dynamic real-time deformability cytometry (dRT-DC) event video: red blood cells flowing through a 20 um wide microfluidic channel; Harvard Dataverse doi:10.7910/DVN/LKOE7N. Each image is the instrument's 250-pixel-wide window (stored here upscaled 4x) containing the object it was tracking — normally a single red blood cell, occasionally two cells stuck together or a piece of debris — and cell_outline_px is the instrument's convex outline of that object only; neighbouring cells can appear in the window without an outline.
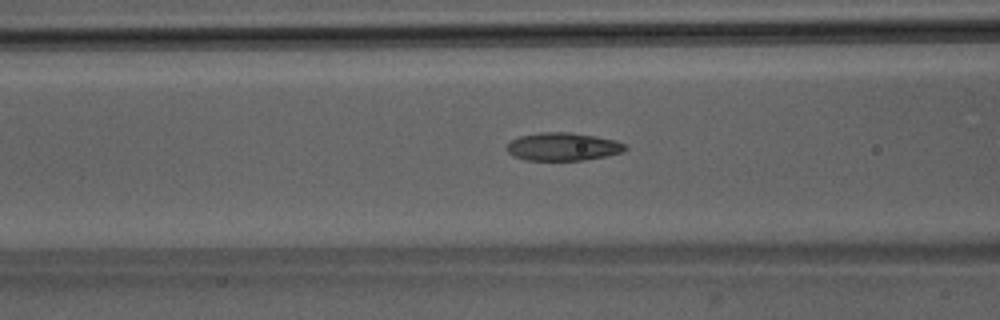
{"species": "Egyptian fruit bat (a non-hibernating species)", "species_latin": "Rousettus aegyptiacus", "temperature_condition": "room temperature", "stored_images_in_passage": 51, "camera_frame_rate_fps": 3000, "um_per_image_px": 0.085, "animal": {"sex": "male"}, "frame": {"image": 1, "passage_image": 21, "time_ms": 6.667, "image_size_px": [1000, 320], "cell_outline_px": [[628, 148], [620, 152], [604, 156], [584, 160], [524, 160], [512, 156], [504, 148], [512, 140], [520, 136], [540, 132], [572, 132], [596, 136], [616, 140], [624, 144]], "centroid_in_image_um": [47.81, 12.46], "position_along_channel_um": 118.8, "area_um2": 19.36}}
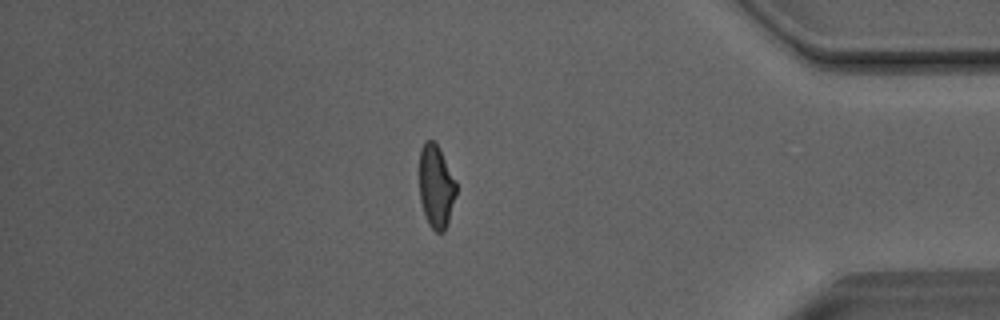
{"frame": {"image": 2, "passage_image": 44, "time_ms": 14.333, "image_size_px": [1000, 320], "cell_outline_px": [[456, 192], [448, 220], [444, 232], [436, 232], [428, 224], [420, 200], [420, 148], [424, 140], [432, 140], [440, 148], [456, 180]], "centroid_in_image_um": [37.06, 15.81], "position_along_channel_um": 398.1, "area_um2": 17.74}}
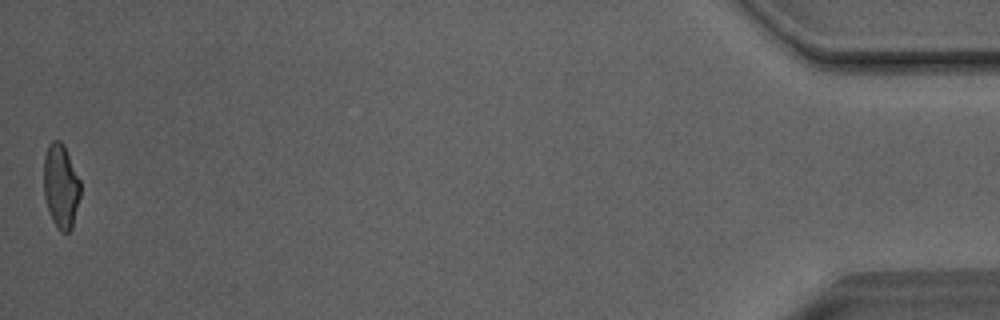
{"frame": {"image": 3, "passage_image": 51, "time_ms": 16.667, "image_size_px": [1000, 320], "cell_outline_px": [[80, 196], [72, 228], [68, 232], [60, 232], [56, 228], [52, 220], [44, 196], [44, 156], [48, 144], [52, 140], [60, 140], [64, 144], [80, 180]], "centroid_in_image_um": [5.17, 15.81], "position_along_channel_um": 430.0, "area_um2": 18.09}, "authors_computed_cell_mechanics": {"area_um2": 18.8428, "velocity_mm_per_s": 4.0819, "shape_relaxation_time_tau1_ms": 8.8769, "shape_relaxation_time_tau2_ms": 1.6337, "deformation_change_tau1": 0.2246, "deformation_change_tau2": 0.0921}}